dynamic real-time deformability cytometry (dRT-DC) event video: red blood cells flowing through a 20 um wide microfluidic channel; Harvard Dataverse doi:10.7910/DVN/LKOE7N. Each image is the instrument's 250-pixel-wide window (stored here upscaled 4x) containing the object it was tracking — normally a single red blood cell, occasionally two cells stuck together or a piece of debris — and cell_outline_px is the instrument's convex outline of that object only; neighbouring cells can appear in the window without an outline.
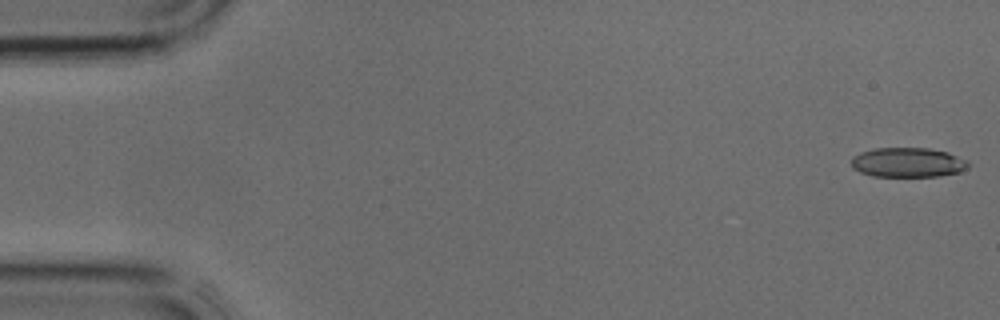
{"species": "common noctule bat (a hibernating species)", "species_latin": "Nyctalus noctula", "temperature_condition": "cold", "stored_images_in_passage": 8, "camera_frame_rate_fps": 3000, "um_per_image_px": 0.085, "animal": {"sex": "male", "body_mass_g": 17.9, "forearm_length_mm": 54.2}, "frame": {"image": 1, "passage_image": 1, "time_ms": 0.0, "image_size_px": [1000, 320], "cell_outline_px": [[968, 168], [960, 172], [936, 176], [872, 176], [860, 172], [852, 168], [852, 156], [860, 152], [876, 148], [928, 148], [948, 152], [968, 160]], "centroid_in_image_um": [77.17, 13.8], "position_along_channel_um": 7.8, "area_um2": 20.23}}